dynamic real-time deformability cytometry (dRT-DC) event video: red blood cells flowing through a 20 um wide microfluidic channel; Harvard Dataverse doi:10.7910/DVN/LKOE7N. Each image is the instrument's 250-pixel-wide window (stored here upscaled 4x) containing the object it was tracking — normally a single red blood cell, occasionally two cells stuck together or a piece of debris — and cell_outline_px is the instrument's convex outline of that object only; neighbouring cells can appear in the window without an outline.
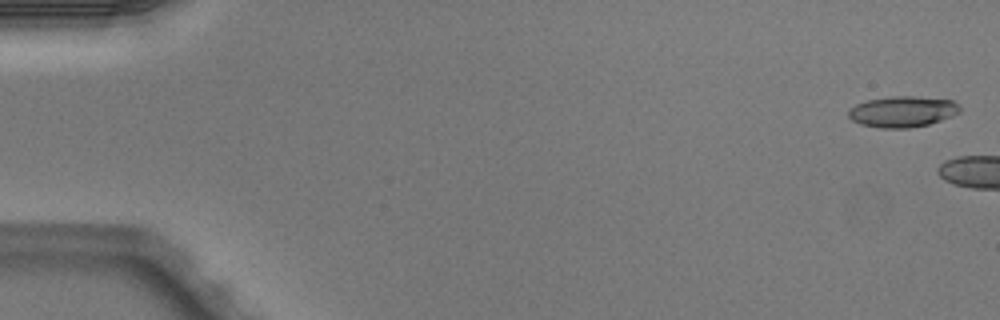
{"species": "Egyptian fruit bat (a non-hibernating species)", "species_latin": "Rousettus aegyptiacus", "temperature_condition": "warm", "stored_images_in_passage": 4, "camera_frame_rate_fps": 3000, "um_per_image_px": 0.085, "animal": {"sex": "male"}, "frame": {"image": 1, "passage_image": 1, "time_ms": 0.0, "image_size_px": [1000, 320], "cell_outline_px": [[960, 112], [952, 116], [928, 124], [908, 128], [880, 128], [860, 124], [852, 120], [848, 116], [848, 108], [856, 104], [868, 100], [892, 96], [912, 96], [952, 100], [960, 104]], "centroid_in_image_um": [76.7, 9.48], "position_along_channel_um": 8.3, "area_um2": 20.11}}